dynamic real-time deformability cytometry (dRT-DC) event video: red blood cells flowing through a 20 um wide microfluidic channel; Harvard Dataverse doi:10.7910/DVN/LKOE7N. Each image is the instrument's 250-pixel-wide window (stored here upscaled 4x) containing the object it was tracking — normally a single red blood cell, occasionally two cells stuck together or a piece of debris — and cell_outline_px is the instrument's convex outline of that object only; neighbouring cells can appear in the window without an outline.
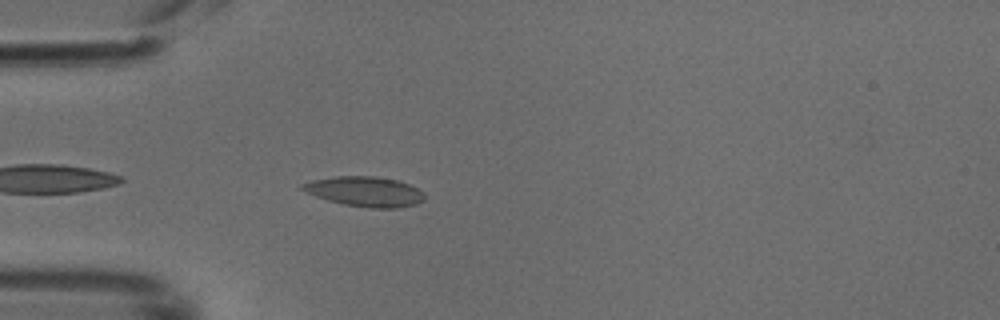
{"species": "common noctule bat (a hibernating species)", "species_latin": "Nyctalus noctula", "temperature_condition": "cold", "stored_images_in_passage": 37, "camera_frame_rate_fps": 3000, "um_per_image_px": 0.085, "animal": {"sex": "male", "body_mass_g": 18.8}, "frame": {"image": 1, "passage_image": 2, "time_ms": 0.333, "image_size_px": [1000, 320], "cell_outline_px": [[424, 200], [416, 204], [400, 208], [372, 208], [344, 204], [328, 200], [316, 196], [300, 188], [300, 184], [312, 180], [336, 176], [376, 176], [396, 180], [408, 184], [424, 192]], "centroid_in_image_um": [31.03, 16.28], "position_along_channel_um": 54.0, "area_um2": 21.21}}
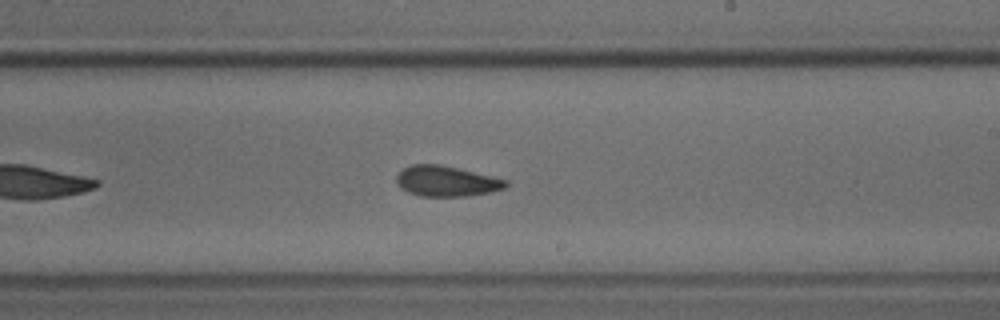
{"frame": {"image": 2, "passage_image": 17, "time_ms": 5.333, "image_size_px": [1000, 320], "cell_outline_px": [[508, 188], [488, 192], [464, 196], [420, 196], [408, 192], [400, 188], [396, 184], [396, 176], [404, 168], [412, 164], [440, 164], [508, 180]], "centroid_in_image_um": [37.93, 15.4], "position_along_channel_um": 251.1, "area_um2": 19.36}}
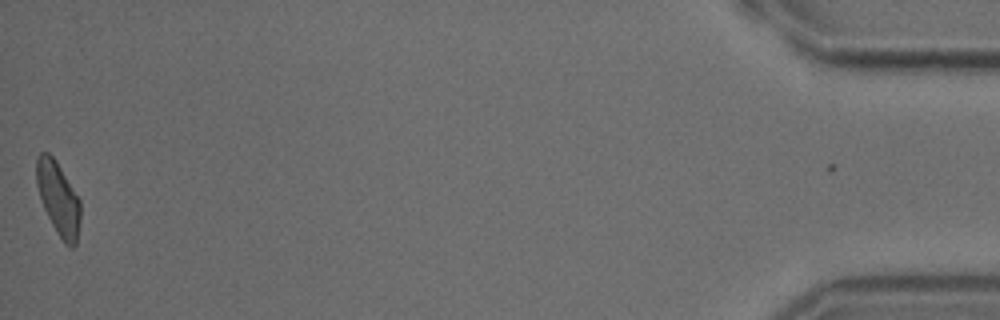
{"frame": {"image": 3, "passage_image": 37, "time_ms": 12.0, "image_size_px": [1000, 320], "cell_outline_px": [[80, 220], [76, 244], [72, 248], [68, 248], [64, 244], [56, 232], [44, 208], [36, 184], [36, 156], [40, 152], [48, 152], [56, 160], [80, 200]], "centroid_in_image_um": [4.95, 16.88], "position_along_channel_um": 430.2, "area_um2": 18.79}}